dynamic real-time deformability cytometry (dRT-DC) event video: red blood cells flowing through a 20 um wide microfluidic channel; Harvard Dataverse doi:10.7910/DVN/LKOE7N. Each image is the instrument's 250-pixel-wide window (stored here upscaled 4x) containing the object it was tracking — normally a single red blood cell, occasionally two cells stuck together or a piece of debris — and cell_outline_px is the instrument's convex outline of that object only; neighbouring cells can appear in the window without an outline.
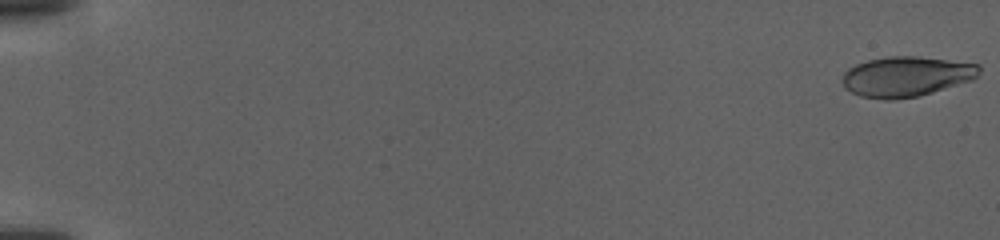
{"species": "human", "species_latin": "Homo sapiens", "temperature_condition": "warm", "stored_images_in_passage": 125, "camera_frame_rate_fps": 3000, "um_per_image_px": 0.085, "donor": {"sex": "female"}, "frame": {"image": 1, "passage_image": 1, "time_ms": 0.0, "image_size_px": [1000, 240], "cell_outline_px": [[980, 72], [972, 80], [920, 96], [892, 100], [888, 100], [860, 96], [844, 88], [844, 72], [848, 68], [856, 64], [868, 60], [888, 56], [916, 56], [980, 64]], "centroid_in_image_um": [77.04, 6.5], "position_along_channel_um": 8.0, "area_um2": 31.96}}
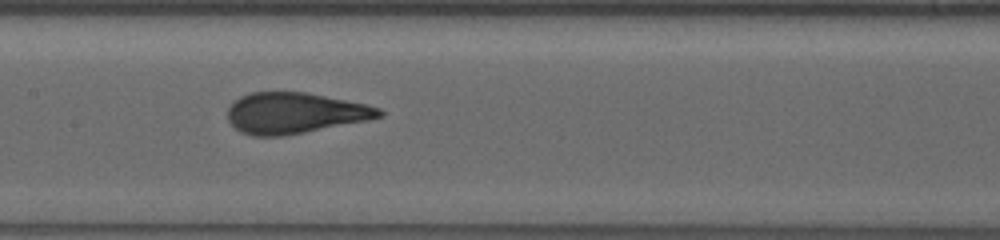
{"frame": {"image": 2, "passage_image": 67, "time_ms": 22.0, "image_size_px": [1000, 240], "cell_outline_px": [[384, 116], [368, 120], [304, 132], [280, 136], [252, 136], [240, 132], [228, 120], [228, 108], [232, 100], [240, 96], [252, 92], [308, 92], [368, 104], [380, 108], [384, 112]], "centroid_in_image_um": [25.06, 9.6], "position_along_channel_um": 182.3, "area_um2": 36.3}}
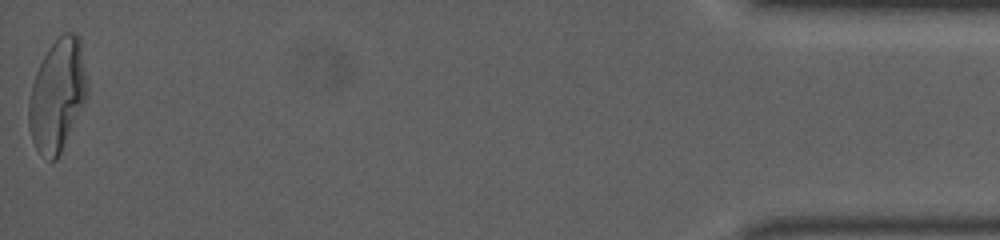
{"frame": {"image": 3, "passage_image": 125, "time_ms": 41.333, "image_size_px": [1000, 240], "cell_outline_px": [[88, 96], [56, 160], [48, 160], [36, 148], [32, 140], [28, 128], [28, 104], [32, 84], [36, 72], [48, 48], [64, 32], [72, 32], [80, 40], [88, 80]], "centroid_in_image_um": [4.88, 8.09], "position_along_channel_um": 430.3, "area_um2": 38.03}}